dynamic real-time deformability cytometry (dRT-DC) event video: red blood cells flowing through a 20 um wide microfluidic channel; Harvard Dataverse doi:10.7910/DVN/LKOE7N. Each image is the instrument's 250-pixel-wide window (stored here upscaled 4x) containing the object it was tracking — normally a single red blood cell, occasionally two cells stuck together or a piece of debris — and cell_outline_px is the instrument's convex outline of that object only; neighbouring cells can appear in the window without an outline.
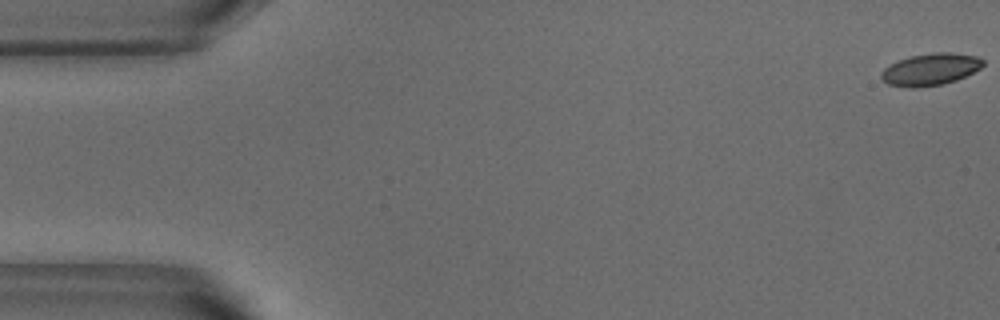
{"species": "common noctule bat (a hibernating species)", "species_latin": "Nyctalus noctula", "temperature_condition": "warm", "stored_images_in_passage": 12, "camera_frame_rate_fps": 3000, "um_per_image_px": 0.085, "animal": {"sex": "male", "body_mass_g": 18.8}, "frame": {"image": 1, "passage_image": 1, "time_ms": 0.0, "image_size_px": [1000, 320], "cell_outline_px": [[984, 64], [980, 68], [956, 80], [944, 84], [916, 88], [912, 88], [888, 84], [880, 80], [880, 72], [884, 68], [900, 60], [912, 56], [936, 52], [952, 52], [976, 56], [984, 60]], "centroid_in_image_um": [79.07, 5.9], "position_along_channel_um": 5.9, "area_um2": 18.9}}